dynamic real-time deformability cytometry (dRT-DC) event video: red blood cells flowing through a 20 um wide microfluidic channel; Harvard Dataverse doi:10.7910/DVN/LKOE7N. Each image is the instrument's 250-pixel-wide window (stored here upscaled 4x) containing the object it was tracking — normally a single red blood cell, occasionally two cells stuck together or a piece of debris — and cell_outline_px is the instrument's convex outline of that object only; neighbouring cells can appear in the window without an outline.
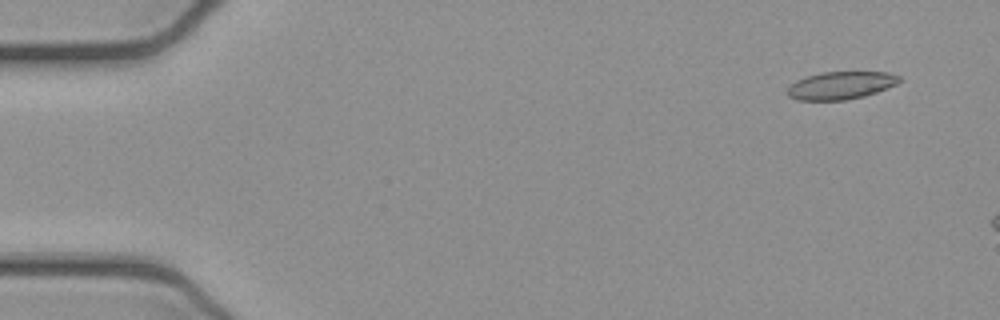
{"species": "common noctule bat (a hibernating species)", "species_latin": "Nyctalus noctula", "temperature_condition": "cold", "stored_images_in_passage": 10, "camera_frame_rate_fps": 3000, "um_per_image_px": 0.085, "animal": {"sex": "female", "body_mass_g": 21.9}, "frame": {"image": 1, "passage_image": 4, "time_ms": 1.0, "image_size_px": [1000, 320], "cell_outline_px": [[900, 80], [896, 84], [876, 92], [864, 96], [844, 100], [796, 100], [788, 96], [788, 88], [796, 80], [808, 76], [824, 72], [888, 72], [900, 76]], "centroid_in_image_um": [71.46, 7.26], "position_along_channel_um": 13.5, "area_um2": 17.86}}